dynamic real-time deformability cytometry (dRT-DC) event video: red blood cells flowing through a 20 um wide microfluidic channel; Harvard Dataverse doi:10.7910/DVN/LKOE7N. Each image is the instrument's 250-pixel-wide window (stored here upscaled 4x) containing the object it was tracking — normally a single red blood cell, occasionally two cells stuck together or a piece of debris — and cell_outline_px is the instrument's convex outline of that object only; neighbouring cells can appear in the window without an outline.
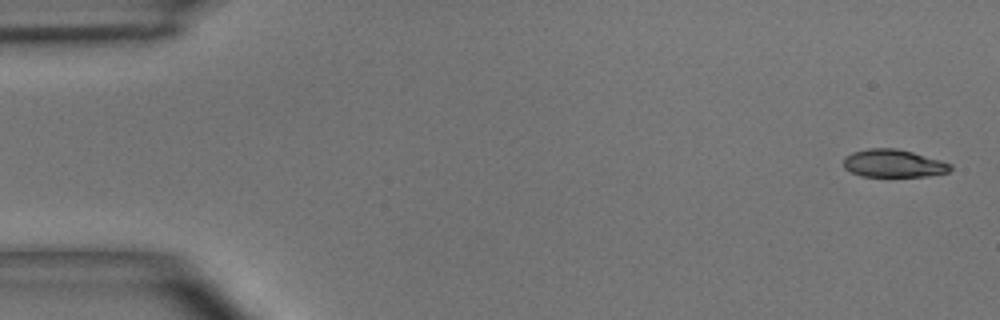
{"species": "common noctule bat (a hibernating species)", "species_latin": "Nyctalus noctula", "temperature_condition": "room temperature", "stored_images_in_passage": 4, "camera_frame_rate_fps": 3000, "um_per_image_px": 0.085, "animal": {"sex": "male", "body_mass_g": 15.6}, "frame": {"image": 1, "passage_image": 1, "time_ms": 0.0, "image_size_px": [1000, 320], "cell_outline_px": [[952, 168], [948, 172], [928, 176], [860, 176], [844, 168], [844, 156], [852, 152], [868, 148], [896, 148], [912, 152], [940, 160], [952, 164]], "centroid_in_image_um": [75.93, 13.88], "position_along_channel_um": 9.1, "area_um2": 17.28}}
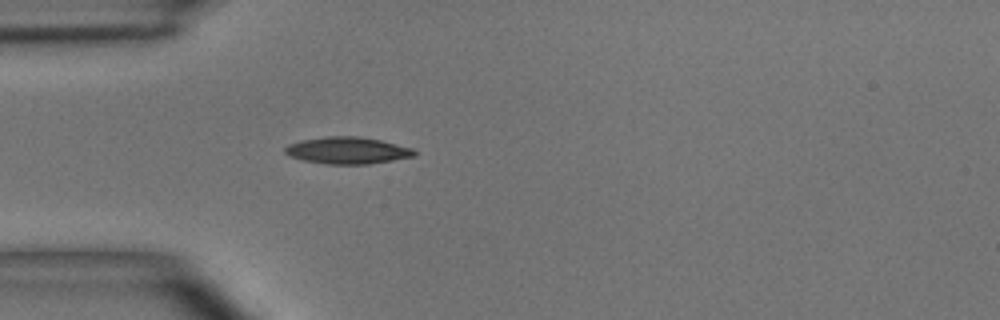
{"frame": {"image": 2, "passage_image": 4, "time_ms": 4.333, "image_size_px": [1000, 320], "cell_outline_px": [[416, 156], [368, 164], [328, 164], [304, 160], [292, 156], [284, 152], [284, 148], [288, 144], [300, 140], [324, 136], [360, 136], [380, 140], [412, 148], [416, 152]], "centroid_in_image_um": [29.53, 12.78], "position_along_channel_um": 55.5, "area_um2": 20.17}}